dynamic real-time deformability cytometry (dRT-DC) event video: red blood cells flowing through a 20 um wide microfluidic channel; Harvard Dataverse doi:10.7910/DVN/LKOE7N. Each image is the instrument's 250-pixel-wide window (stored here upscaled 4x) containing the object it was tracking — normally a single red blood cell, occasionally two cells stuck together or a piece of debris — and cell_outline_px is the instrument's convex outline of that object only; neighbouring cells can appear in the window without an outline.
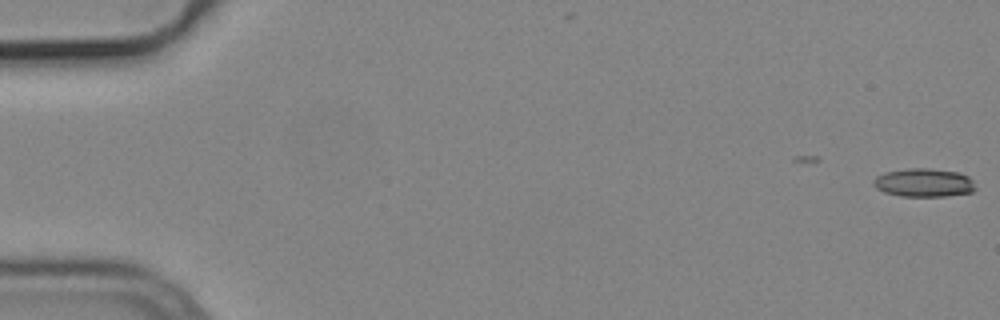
{"species": "common noctule bat (a hibernating species)", "species_latin": "Nyctalus noctula", "temperature_condition": "cold", "stored_images_in_passage": 17, "camera_frame_rate_fps": 3000, "um_per_image_px": 0.085, "animal": {"sex": "male", "body_mass_g": 19.2, "forearm_length_mm": 51.8}, "frame": {"image": 1, "passage_image": 1, "time_ms": 0.0, "image_size_px": [1000, 320], "cell_outline_px": [[976, 188], [972, 192], [948, 196], [900, 196], [884, 192], [876, 188], [872, 184], [872, 180], [876, 176], [884, 172], [908, 168], [928, 168], [960, 172], [968, 176], [972, 180]], "centroid_in_image_um": [78.51, 15.52], "position_along_channel_um": 6.5, "area_um2": 17.11}}
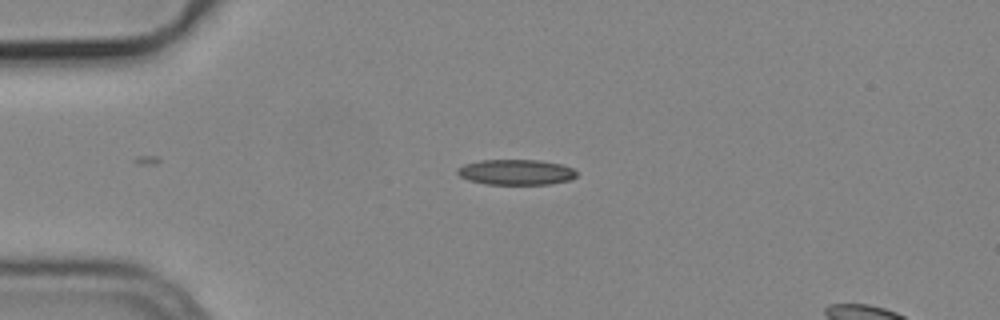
{"frame": {"image": 2, "passage_image": 14, "time_ms": 4.333, "image_size_px": [1000, 320], "cell_outline_px": [[576, 176], [572, 180], [548, 184], [484, 184], [468, 180], [460, 176], [456, 172], [456, 168], [464, 164], [480, 160], [540, 160], [564, 164], [572, 168], [576, 172]], "centroid_in_image_um": [43.86, 14.63], "position_along_channel_um": 41.1, "area_um2": 17.86}}